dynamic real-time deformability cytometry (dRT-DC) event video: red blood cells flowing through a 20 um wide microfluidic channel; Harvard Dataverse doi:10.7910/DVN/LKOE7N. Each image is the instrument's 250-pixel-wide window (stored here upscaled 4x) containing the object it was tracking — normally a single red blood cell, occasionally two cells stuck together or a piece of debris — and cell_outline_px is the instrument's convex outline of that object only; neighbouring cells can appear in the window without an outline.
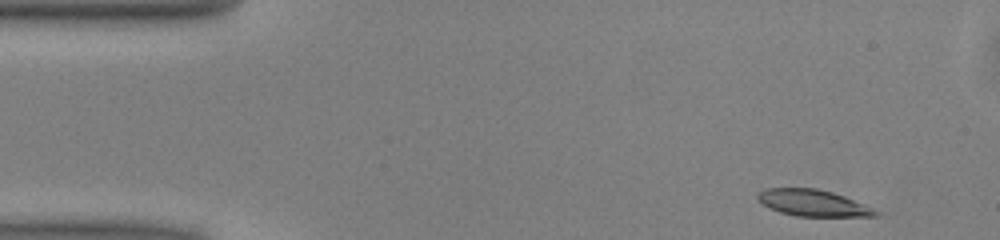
{"species": "common noctule bat (a hibernating species)", "species_latin": "Nyctalus noctula", "temperature_condition": "warm", "stored_images_in_passage": 47, "camera_frame_rate_fps": 3000, "um_per_image_px": 0.085, "animal": {"sex": "male", "body_mass_g": 13.0, "forearm_length_mm": 53.1}, "frame": {"image": 1, "passage_image": 1, "time_ms": 0.0, "image_size_px": [1000, 240], "cell_outline_px": [[880, 212], [876, 216], [796, 216], [780, 212], [768, 208], [756, 196], [760, 192], [768, 188], [816, 188], [832, 192], [844, 196], [864, 204]], "centroid_in_image_um": [69.1, 17.25], "position_along_channel_um": 15.9, "area_um2": 17.98}}
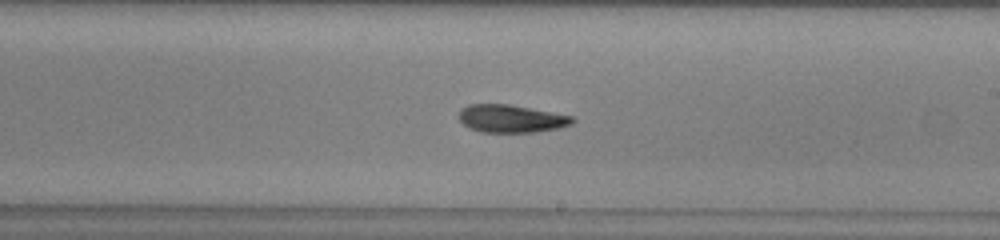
{"frame": {"image": 2, "passage_image": 25, "time_ms": 8.0, "image_size_px": [1000, 240], "cell_outline_px": [[576, 120], [572, 124], [556, 128], [532, 132], [480, 132], [468, 128], [460, 120], [460, 108], [468, 104], [508, 104], [572, 116]], "centroid_in_image_um": [43.41, 10.08], "position_along_channel_um": 245.6, "area_um2": 18.21}}
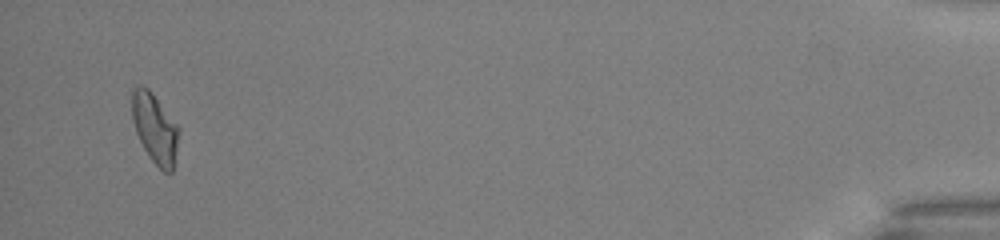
{"frame": {"image": 3, "passage_image": 45, "time_ms": 14.667, "image_size_px": [1000, 240], "cell_outline_px": [[180, 128], [176, 152], [172, 172], [164, 172], [148, 156], [136, 132], [132, 120], [132, 88], [140, 84], [148, 88], [152, 92]], "centroid_in_image_um": [13.16, 10.87], "position_along_channel_um": 422.0, "area_um2": 18.96}, "authors_computed_cell_mechanics": {"area_um2": 18.785, "velocity_mm_per_s": 4.0351, "shape_relaxation_time_tau1_ms": 8.9279, "shape_relaxation_time_tau2_ms": null, "deformation_change_tau1": 0.2293, "deformation_change_tau2": null}}